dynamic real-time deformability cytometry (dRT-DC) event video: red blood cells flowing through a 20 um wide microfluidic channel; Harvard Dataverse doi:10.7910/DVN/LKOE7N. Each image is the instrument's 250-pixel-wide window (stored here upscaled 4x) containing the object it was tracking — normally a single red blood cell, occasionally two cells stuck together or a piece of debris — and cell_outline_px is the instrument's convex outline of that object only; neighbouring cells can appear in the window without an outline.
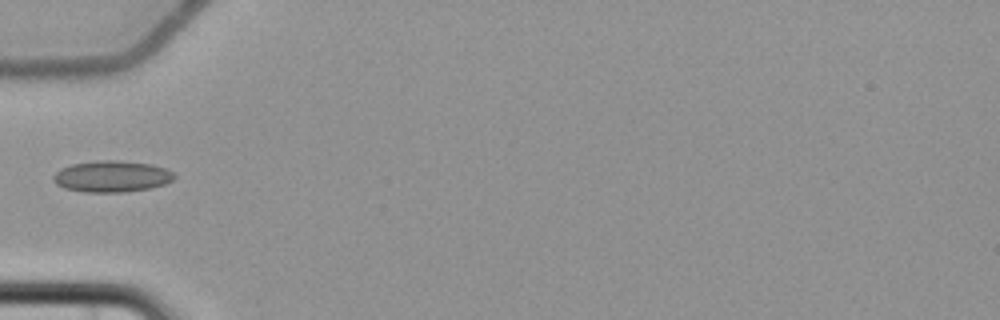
{"species": "common noctule bat (a hibernating species)", "species_latin": "Nyctalus noctula", "temperature_condition": "cold", "stored_images_in_passage": 6, "camera_frame_rate_fps": 3000, "um_per_image_px": 0.085, "animal": {"sex": "female", "body_mass_g": 22.7, "forearm_length_mm": 54.2}, "frame": {"image": 1, "passage_image": 6, "time_ms": 6.0, "image_size_px": [1000, 320], "cell_outline_px": [[176, 176], [172, 180], [164, 184], [148, 188], [124, 192], [84, 192], [64, 188], [56, 184], [52, 180], [52, 176], [60, 168], [72, 164], [96, 160], [116, 160], [152, 164], [164, 168], [172, 172]], "centroid_in_image_um": [9.46, 14.99], "position_along_channel_um": 75.5, "area_um2": 22.14}}